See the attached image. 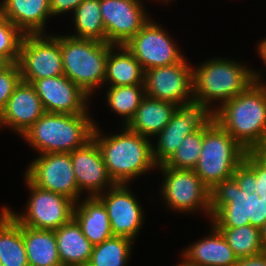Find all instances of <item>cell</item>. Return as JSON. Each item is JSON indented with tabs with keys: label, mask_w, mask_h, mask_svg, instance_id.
<instances>
[{
	"label": "cell",
	"mask_w": 266,
	"mask_h": 266,
	"mask_svg": "<svg viewBox=\"0 0 266 266\" xmlns=\"http://www.w3.org/2000/svg\"><path fill=\"white\" fill-rule=\"evenodd\" d=\"M4 18V13H3V4L2 2L0 3V21Z\"/></svg>",
	"instance_id": "7bdbcfd3"
},
{
	"label": "cell",
	"mask_w": 266,
	"mask_h": 266,
	"mask_svg": "<svg viewBox=\"0 0 266 266\" xmlns=\"http://www.w3.org/2000/svg\"><path fill=\"white\" fill-rule=\"evenodd\" d=\"M11 64V62L3 55L0 53V70L5 69Z\"/></svg>",
	"instance_id": "ab89813d"
},
{
	"label": "cell",
	"mask_w": 266,
	"mask_h": 266,
	"mask_svg": "<svg viewBox=\"0 0 266 266\" xmlns=\"http://www.w3.org/2000/svg\"><path fill=\"white\" fill-rule=\"evenodd\" d=\"M177 108L176 104L145 96L125 126L142 136L155 137L166 127Z\"/></svg>",
	"instance_id": "603a6c76"
},
{
	"label": "cell",
	"mask_w": 266,
	"mask_h": 266,
	"mask_svg": "<svg viewBox=\"0 0 266 266\" xmlns=\"http://www.w3.org/2000/svg\"><path fill=\"white\" fill-rule=\"evenodd\" d=\"M127 184H116L97 198L105 206L113 236L135 241L142 224L144 212Z\"/></svg>",
	"instance_id": "9a60e30c"
},
{
	"label": "cell",
	"mask_w": 266,
	"mask_h": 266,
	"mask_svg": "<svg viewBox=\"0 0 266 266\" xmlns=\"http://www.w3.org/2000/svg\"><path fill=\"white\" fill-rule=\"evenodd\" d=\"M72 167L80 193L97 197L114 187L96 142L91 139L83 147L70 152Z\"/></svg>",
	"instance_id": "ac0fdd59"
},
{
	"label": "cell",
	"mask_w": 266,
	"mask_h": 266,
	"mask_svg": "<svg viewBox=\"0 0 266 266\" xmlns=\"http://www.w3.org/2000/svg\"><path fill=\"white\" fill-rule=\"evenodd\" d=\"M105 83L108 87L144 84V70L125 45H113L109 49L104 85Z\"/></svg>",
	"instance_id": "d4e9b609"
},
{
	"label": "cell",
	"mask_w": 266,
	"mask_h": 266,
	"mask_svg": "<svg viewBox=\"0 0 266 266\" xmlns=\"http://www.w3.org/2000/svg\"><path fill=\"white\" fill-rule=\"evenodd\" d=\"M24 34L7 18L0 21V53L17 63Z\"/></svg>",
	"instance_id": "d6a6232c"
},
{
	"label": "cell",
	"mask_w": 266,
	"mask_h": 266,
	"mask_svg": "<svg viewBox=\"0 0 266 266\" xmlns=\"http://www.w3.org/2000/svg\"><path fill=\"white\" fill-rule=\"evenodd\" d=\"M133 243L131 239L112 236L93 246L87 266H125L131 258Z\"/></svg>",
	"instance_id": "f546056e"
},
{
	"label": "cell",
	"mask_w": 266,
	"mask_h": 266,
	"mask_svg": "<svg viewBox=\"0 0 266 266\" xmlns=\"http://www.w3.org/2000/svg\"><path fill=\"white\" fill-rule=\"evenodd\" d=\"M207 237L191 244L182 252V258L197 266H234L238 258L222 233L212 224Z\"/></svg>",
	"instance_id": "ffe728a7"
},
{
	"label": "cell",
	"mask_w": 266,
	"mask_h": 266,
	"mask_svg": "<svg viewBox=\"0 0 266 266\" xmlns=\"http://www.w3.org/2000/svg\"><path fill=\"white\" fill-rule=\"evenodd\" d=\"M84 0H50V9L52 16L74 12L79 4Z\"/></svg>",
	"instance_id": "8d00e7d4"
},
{
	"label": "cell",
	"mask_w": 266,
	"mask_h": 266,
	"mask_svg": "<svg viewBox=\"0 0 266 266\" xmlns=\"http://www.w3.org/2000/svg\"><path fill=\"white\" fill-rule=\"evenodd\" d=\"M45 112L89 114L90 97L64 74L36 80L32 83Z\"/></svg>",
	"instance_id": "e0dca14e"
},
{
	"label": "cell",
	"mask_w": 266,
	"mask_h": 266,
	"mask_svg": "<svg viewBox=\"0 0 266 266\" xmlns=\"http://www.w3.org/2000/svg\"><path fill=\"white\" fill-rule=\"evenodd\" d=\"M90 114L45 112L21 137L39 154L70 153L92 139Z\"/></svg>",
	"instance_id": "277c9868"
},
{
	"label": "cell",
	"mask_w": 266,
	"mask_h": 266,
	"mask_svg": "<svg viewBox=\"0 0 266 266\" xmlns=\"http://www.w3.org/2000/svg\"><path fill=\"white\" fill-rule=\"evenodd\" d=\"M77 202L74 219L92 245L100 244L113 236L108 212L97 197H86Z\"/></svg>",
	"instance_id": "7402d4cb"
},
{
	"label": "cell",
	"mask_w": 266,
	"mask_h": 266,
	"mask_svg": "<svg viewBox=\"0 0 266 266\" xmlns=\"http://www.w3.org/2000/svg\"><path fill=\"white\" fill-rule=\"evenodd\" d=\"M58 256L65 266H87L93 246L82 233L80 225L73 218L54 230Z\"/></svg>",
	"instance_id": "cb8c5ba5"
},
{
	"label": "cell",
	"mask_w": 266,
	"mask_h": 266,
	"mask_svg": "<svg viewBox=\"0 0 266 266\" xmlns=\"http://www.w3.org/2000/svg\"><path fill=\"white\" fill-rule=\"evenodd\" d=\"M252 69L242 62L216 57L192 68L194 104L212 114V101L222 105L255 82Z\"/></svg>",
	"instance_id": "3957f363"
},
{
	"label": "cell",
	"mask_w": 266,
	"mask_h": 266,
	"mask_svg": "<svg viewBox=\"0 0 266 266\" xmlns=\"http://www.w3.org/2000/svg\"><path fill=\"white\" fill-rule=\"evenodd\" d=\"M226 239L235 256L246 258L259 255L266 251L260 229L246 225L237 228H217Z\"/></svg>",
	"instance_id": "f1b7e54d"
},
{
	"label": "cell",
	"mask_w": 266,
	"mask_h": 266,
	"mask_svg": "<svg viewBox=\"0 0 266 266\" xmlns=\"http://www.w3.org/2000/svg\"><path fill=\"white\" fill-rule=\"evenodd\" d=\"M112 44L93 39L61 36V54L64 75L92 96L104 85L106 60Z\"/></svg>",
	"instance_id": "52a82bcc"
},
{
	"label": "cell",
	"mask_w": 266,
	"mask_h": 266,
	"mask_svg": "<svg viewBox=\"0 0 266 266\" xmlns=\"http://www.w3.org/2000/svg\"><path fill=\"white\" fill-rule=\"evenodd\" d=\"M260 232H261V238H262L263 245L266 249V224L262 228H260Z\"/></svg>",
	"instance_id": "60d3db41"
},
{
	"label": "cell",
	"mask_w": 266,
	"mask_h": 266,
	"mask_svg": "<svg viewBox=\"0 0 266 266\" xmlns=\"http://www.w3.org/2000/svg\"><path fill=\"white\" fill-rule=\"evenodd\" d=\"M30 197L25 213L3 208L20 224L35 229L56 230L74 218L76 202L70 198L33 185L25 177Z\"/></svg>",
	"instance_id": "ba28073f"
},
{
	"label": "cell",
	"mask_w": 266,
	"mask_h": 266,
	"mask_svg": "<svg viewBox=\"0 0 266 266\" xmlns=\"http://www.w3.org/2000/svg\"><path fill=\"white\" fill-rule=\"evenodd\" d=\"M261 78V73L254 71L255 82L221 106L213 107L211 114L247 151L266 150V82Z\"/></svg>",
	"instance_id": "6da1fadb"
},
{
	"label": "cell",
	"mask_w": 266,
	"mask_h": 266,
	"mask_svg": "<svg viewBox=\"0 0 266 266\" xmlns=\"http://www.w3.org/2000/svg\"><path fill=\"white\" fill-rule=\"evenodd\" d=\"M164 176L161 195L169 209L184 213H210V189L203 183L194 170L173 169L164 164L157 166Z\"/></svg>",
	"instance_id": "30bf717a"
},
{
	"label": "cell",
	"mask_w": 266,
	"mask_h": 266,
	"mask_svg": "<svg viewBox=\"0 0 266 266\" xmlns=\"http://www.w3.org/2000/svg\"><path fill=\"white\" fill-rule=\"evenodd\" d=\"M210 117L211 113L200 105L178 107L166 127L156 135L157 145H152L155 164H165L183 139L198 130Z\"/></svg>",
	"instance_id": "2e32d148"
},
{
	"label": "cell",
	"mask_w": 266,
	"mask_h": 266,
	"mask_svg": "<svg viewBox=\"0 0 266 266\" xmlns=\"http://www.w3.org/2000/svg\"><path fill=\"white\" fill-rule=\"evenodd\" d=\"M141 3L142 0H100L107 43L125 45L150 20Z\"/></svg>",
	"instance_id": "5bb4252c"
},
{
	"label": "cell",
	"mask_w": 266,
	"mask_h": 266,
	"mask_svg": "<svg viewBox=\"0 0 266 266\" xmlns=\"http://www.w3.org/2000/svg\"><path fill=\"white\" fill-rule=\"evenodd\" d=\"M171 38L161 25L150 19L125 46L146 71L186 59Z\"/></svg>",
	"instance_id": "7c38bea8"
},
{
	"label": "cell",
	"mask_w": 266,
	"mask_h": 266,
	"mask_svg": "<svg viewBox=\"0 0 266 266\" xmlns=\"http://www.w3.org/2000/svg\"><path fill=\"white\" fill-rule=\"evenodd\" d=\"M44 113L33 85L21 80L0 112V129L6 126L22 136Z\"/></svg>",
	"instance_id": "d6986e66"
},
{
	"label": "cell",
	"mask_w": 266,
	"mask_h": 266,
	"mask_svg": "<svg viewBox=\"0 0 266 266\" xmlns=\"http://www.w3.org/2000/svg\"><path fill=\"white\" fill-rule=\"evenodd\" d=\"M244 161L255 171L256 193L266 200V150L247 151Z\"/></svg>",
	"instance_id": "836d02e7"
},
{
	"label": "cell",
	"mask_w": 266,
	"mask_h": 266,
	"mask_svg": "<svg viewBox=\"0 0 266 266\" xmlns=\"http://www.w3.org/2000/svg\"><path fill=\"white\" fill-rule=\"evenodd\" d=\"M233 178L237 181L239 189H245L248 194L256 192L255 171L245 161L236 168Z\"/></svg>",
	"instance_id": "d590c367"
},
{
	"label": "cell",
	"mask_w": 266,
	"mask_h": 266,
	"mask_svg": "<svg viewBox=\"0 0 266 266\" xmlns=\"http://www.w3.org/2000/svg\"><path fill=\"white\" fill-rule=\"evenodd\" d=\"M4 17L23 34H45L50 0H2Z\"/></svg>",
	"instance_id": "44dd1931"
},
{
	"label": "cell",
	"mask_w": 266,
	"mask_h": 266,
	"mask_svg": "<svg viewBox=\"0 0 266 266\" xmlns=\"http://www.w3.org/2000/svg\"><path fill=\"white\" fill-rule=\"evenodd\" d=\"M176 266H197V265H194V264H191V263H188L184 258L182 259V262Z\"/></svg>",
	"instance_id": "b9f144b4"
},
{
	"label": "cell",
	"mask_w": 266,
	"mask_h": 266,
	"mask_svg": "<svg viewBox=\"0 0 266 266\" xmlns=\"http://www.w3.org/2000/svg\"><path fill=\"white\" fill-rule=\"evenodd\" d=\"M22 235L29 266H54L61 263L54 230L22 225Z\"/></svg>",
	"instance_id": "4316f807"
},
{
	"label": "cell",
	"mask_w": 266,
	"mask_h": 266,
	"mask_svg": "<svg viewBox=\"0 0 266 266\" xmlns=\"http://www.w3.org/2000/svg\"><path fill=\"white\" fill-rule=\"evenodd\" d=\"M24 34L20 46L18 65L23 81L36 80L64 74L61 35Z\"/></svg>",
	"instance_id": "9c48e42d"
},
{
	"label": "cell",
	"mask_w": 266,
	"mask_h": 266,
	"mask_svg": "<svg viewBox=\"0 0 266 266\" xmlns=\"http://www.w3.org/2000/svg\"><path fill=\"white\" fill-rule=\"evenodd\" d=\"M145 97L144 84L108 87L106 103L111 111L123 117L126 125L134 116Z\"/></svg>",
	"instance_id": "4dcf8cb0"
},
{
	"label": "cell",
	"mask_w": 266,
	"mask_h": 266,
	"mask_svg": "<svg viewBox=\"0 0 266 266\" xmlns=\"http://www.w3.org/2000/svg\"><path fill=\"white\" fill-rule=\"evenodd\" d=\"M234 266H266V251L259 255L240 258Z\"/></svg>",
	"instance_id": "74e56055"
},
{
	"label": "cell",
	"mask_w": 266,
	"mask_h": 266,
	"mask_svg": "<svg viewBox=\"0 0 266 266\" xmlns=\"http://www.w3.org/2000/svg\"><path fill=\"white\" fill-rule=\"evenodd\" d=\"M187 59L144 71L145 96L184 107L194 104L192 68Z\"/></svg>",
	"instance_id": "8fae6325"
},
{
	"label": "cell",
	"mask_w": 266,
	"mask_h": 266,
	"mask_svg": "<svg viewBox=\"0 0 266 266\" xmlns=\"http://www.w3.org/2000/svg\"><path fill=\"white\" fill-rule=\"evenodd\" d=\"M122 133L103 136L96 125L92 139L96 142L109 176L115 184H130L134 178L157 169L150 138L128 129Z\"/></svg>",
	"instance_id": "7a4b0ae2"
},
{
	"label": "cell",
	"mask_w": 266,
	"mask_h": 266,
	"mask_svg": "<svg viewBox=\"0 0 266 266\" xmlns=\"http://www.w3.org/2000/svg\"><path fill=\"white\" fill-rule=\"evenodd\" d=\"M25 177L35 186L62 194L76 203L81 196L70 153L40 154L27 166Z\"/></svg>",
	"instance_id": "4fadbf2b"
},
{
	"label": "cell",
	"mask_w": 266,
	"mask_h": 266,
	"mask_svg": "<svg viewBox=\"0 0 266 266\" xmlns=\"http://www.w3.org/2000/svg\"><path fill=\"white\" fill-rule=\"evenodd\" d=\"M0 211V263L4 266H29L22 225L3 207Z\"/></svg>",
	"instance_id": "484cf974"
},
{
	"label": "cell",
	"mask_w": 266,
	"mask_h": 266,
	"mask_svg": "<svg viewBox=\"0 0 266 266\" xmlns=\"http://www.w3.org/2000/svg\"><path fill=\"white\" fill-rule=\"evenodd\" d=\"M211 224L216 228H237L252 225L262 228L266 224V200L256 192L250 194L239 189L231 177L210 190Z\"/></svg>",
	"instance_id": "5b68a950"
},
{
	"label": "cell",
	"mask_w": 266,
	"mask_h": 266,
	"mask_svg": "<svg viewBox=\"0 0 266 266\" xmlns=\"http://www.w3.org/2000/svg\"><path fill=\"white\" fill-rule=\"evenodd\" d=\"M258 54L261 60L264 62L266 66V38L261 41V43H258Z\"/></svg>",
	"instance_id": "f35d334b"
},
{
	"label": "cell",
	"mask_w": 266,
	"mask_h": 266,
	"mask_svg": "<svg viewBox=\"0 0 266 266\" xmlns=\"http://www.w3.org/2000/svg\"><path fill=\"white\" fill-rule=\"evenodd\" d=\"M75 34L72 37L106 42L100 0H84L73 12Z\"/></svg>",
	"instance_id": "83f0119b"
},
{
	"label": "cell",
	"mask_w": 266,
	"mask_h": 266,
	"mask_svg": "<svg viewBox=\"0 0 266 266\" xmlns=\"http://www.w3.org/2000/svg\"><path fill=\"white\" fill-rule=\"evenodd\" d=\"M246 152L211 116L203 124V142L194 172L211 190L221 181L233 177Z\"/></svg>",
	"instance_id": "8992f818"
},
{
	"label": "cell",
	"mask_w": 266,
	"mask_h": 266,
	"mask_svg": "<svg viewBox=\"0 0 266 266\" xmlns=\"http://www.w3.org/2000/svg\"><path fill=\"white\" fill-rule=\"evenodd\" d=\"M54 266H65V265H63V264L60 263V264H57V265H54Z\"/></svg>",
	"instance_id": "ee69618b"
},
{
	"label": "cell",
	"mask_w": 266,
	"mask_h": 266,
	"mask_svg": "<svg viewBox=\"0 0 266 266\" xmlns=\"http://www.w3.org/2000/svg\"><path fill=\"white\" fill-rule=\"evenodd\" d=\"M203 142V125L187 135L172 157L164 164L173 169L194 170L200 157Z\"/></svg>",
	"instance_id": "1f68e13d"
},
{
	"label": "cell",
	"mask_w": 266,
	"mask_h": 266,
	"mask_svg": "<svg viewBox=\"0 0 266 266\" xmlns=\"http://www.w3.org/2000/svg\"><path fill=\"white\" fill-rule=\"evenodd\" d=\"M21 80L18 63H11L5 69L0 70V112Z\"/></svg>",
	"instance_id": "e575fe53"
}]
</instances>
